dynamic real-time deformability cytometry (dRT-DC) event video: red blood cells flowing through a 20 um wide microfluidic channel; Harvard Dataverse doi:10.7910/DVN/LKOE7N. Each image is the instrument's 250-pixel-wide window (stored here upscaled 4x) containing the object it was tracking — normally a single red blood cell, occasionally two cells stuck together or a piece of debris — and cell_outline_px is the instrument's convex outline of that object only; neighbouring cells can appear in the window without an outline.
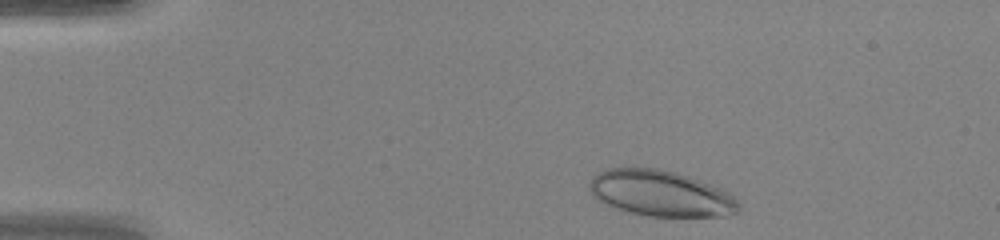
{"species": "human", "species_latin": "Homo sapiens", "temperature_condition": "warm", "stored_images_in_passage": 42, "camera_frame_rate_fps": 3000, "um_per_image_px": 0.085, "donor": {"sex": "female"}, "frame": {"image": 1, "passage_image": 2, "time_ms": 0.333, "image_size_px": [1000, 240], "cell_outline_px": [[740, 208], [736, 212], [724, 216], [644, 216], [628, 212], [616, 208], [596, 200], [588, 188], [588, 184], [592, 176], [608, 168], [660, 168], [676, 172], [724, 188], [740, 204]], "centroid_in_image_um": [56.14, 16.43], "position_along_channel_um": 28.9, "area_um2": 40.17}}
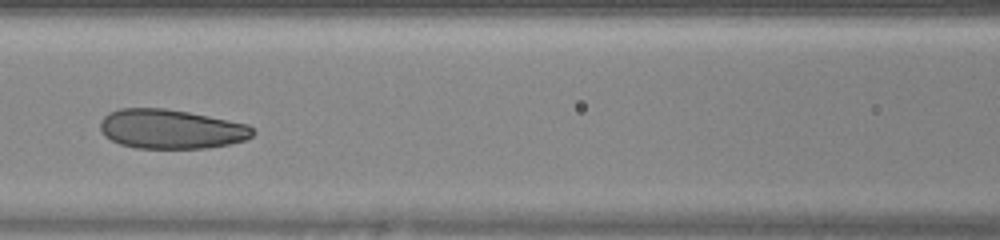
{"frame": {"image": 2, "passage_image": 16, "time_ms": 5.0, "image_size_px": [1000, 240], "cell_outline_px": [[256, 132], [252, 136], [244, 140], [228, 144], [204, 148], [136, 148], [120, 144], [104, 136], [100, 128], [100, 120], [108, 112], [120, 108], [164, 108], [188, 112], [248, 124]], "centroid_in_image_um": [14.5, 10.96], "position_along_channel_um": 152.1, "area_um2": 34.97}}
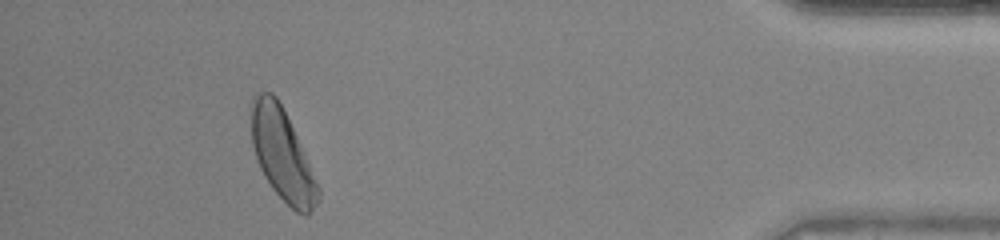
{"frame": {"image": 3, "passage_image": 38, "time_ms": 12.333, "image_size_px": [1000, 240], "cell_outline_px": [[320, 200], [308, 216], [304, 216], [296, 212], [272, 188], [264, 176], [260, 168], [252, 144], [248, 108], [252, 96], [256, 92], [272, 92], [276, 96], [296, 136], [320, 188]], "centroid_in_image_um": [23.94, 13.12], "position_along_channel_um": 411.3, "area_um2": 35.6}, "authors_computed_cell_mechanics": {"area_um2": 35.2869, "velocity_mm_per_s": 4.2514, "shape_relaxation_time_tau1_ms": 3.9118, "shape_relaxation_time_tau2_ms": 1.7864, "deformation_change_tau1": 0.145, "deformation_change_tau2": 0.088}}